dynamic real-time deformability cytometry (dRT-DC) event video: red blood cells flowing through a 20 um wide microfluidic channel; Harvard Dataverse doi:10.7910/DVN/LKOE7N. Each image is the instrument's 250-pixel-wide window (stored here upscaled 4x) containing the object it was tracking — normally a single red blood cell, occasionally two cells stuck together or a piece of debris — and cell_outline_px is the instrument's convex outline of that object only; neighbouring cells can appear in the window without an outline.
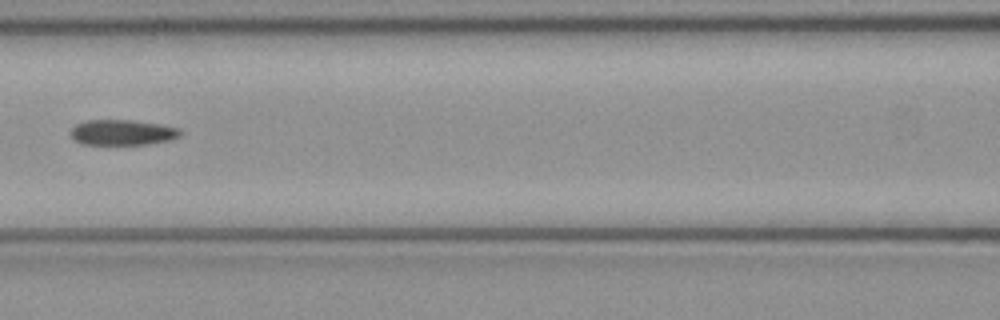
{"species": "common noctule bat (a hibernating species)", "species_latin": "Nyctalus noctula", "temperature_condition": "cold", "stored_images_in_passage": 6, "camera_frame_rate_fps": 3000, "um_per_image_px": 0.085, "animal": {"sex": "female", "body_mass_g": 21.9}, "frame": {"image": 1, "passage_image": 6, "time_ms": 1.667, "image_size_px": [1000, 320], "cell_outline_px": [[180, 136], [172, 140], [148, 144], [84, 144], [76, 140], [68, 132], [76, 124], [88, 120], [132, 120], [160, 124], [180, 128]], "centroid_in_image_um": [10.42, 11.25], "position_along_channel_um": 156.2, "area_um2": 16.24}}